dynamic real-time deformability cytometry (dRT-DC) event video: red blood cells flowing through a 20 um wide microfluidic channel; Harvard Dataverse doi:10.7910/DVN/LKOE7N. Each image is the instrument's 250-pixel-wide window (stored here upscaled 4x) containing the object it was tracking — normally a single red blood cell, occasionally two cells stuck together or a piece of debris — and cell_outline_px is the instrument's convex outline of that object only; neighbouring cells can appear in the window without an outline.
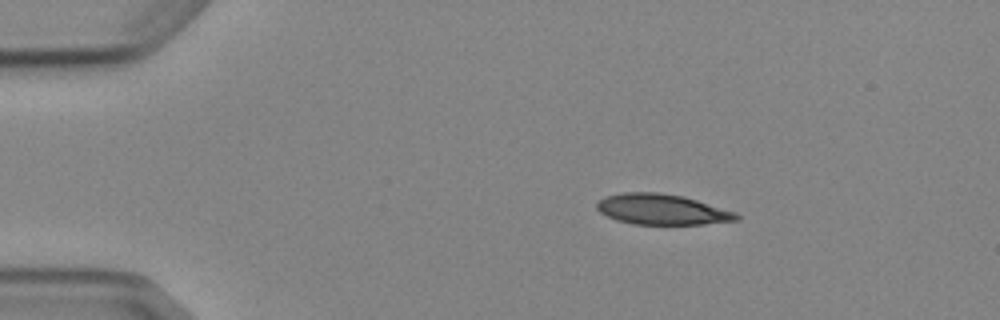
{"species": "Egyptian fruit bat (a non-hibernating species)", "species_latin": "Rousettus aegyptiacus", "temperature_condition": "cold", "stored_images_in_passage": 3, "camera_frame_rate_fps": 3000, "um_per_image_px": 0.085, "animal": {"sex": "female"}, "frame": {"image": 1, "passage_image": 1, "time_ms": 0.0, "image_size_px": [1000, 320], "cell_outline_px": [[740, 220], [704, 224], [632, 224], [616, 220], [600, 212], [596, 208], [596, 204], [604, 196], [624, 192], [660, 192], [684, 196], [736, 212], [740, 216]], "centroid_in_image_um": [56.27, 17.79], "position_along_channel_um": 28.7, "area_um2": 24.97}}
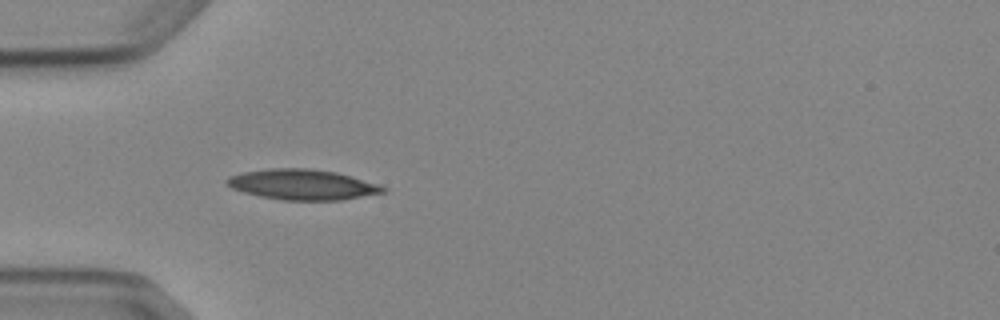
{"frame": {"image": 2, "passage_image": 3, "time_ms": 2.333, "image_size_px": [1000, 320], "cell_outline_px": [[388, 188], [384, 192], [340, 200], [284, 200], [260, 196], [244, 192], [232, 188], [224, 180], [228, 176], [244, 172], [268, 168], [304, 168], [336, 172], [380, 184]], "centroid_in_image_um": [25.7, 15.68], "position_along_channel_um": 59.3, "area_um2": 27.51}}